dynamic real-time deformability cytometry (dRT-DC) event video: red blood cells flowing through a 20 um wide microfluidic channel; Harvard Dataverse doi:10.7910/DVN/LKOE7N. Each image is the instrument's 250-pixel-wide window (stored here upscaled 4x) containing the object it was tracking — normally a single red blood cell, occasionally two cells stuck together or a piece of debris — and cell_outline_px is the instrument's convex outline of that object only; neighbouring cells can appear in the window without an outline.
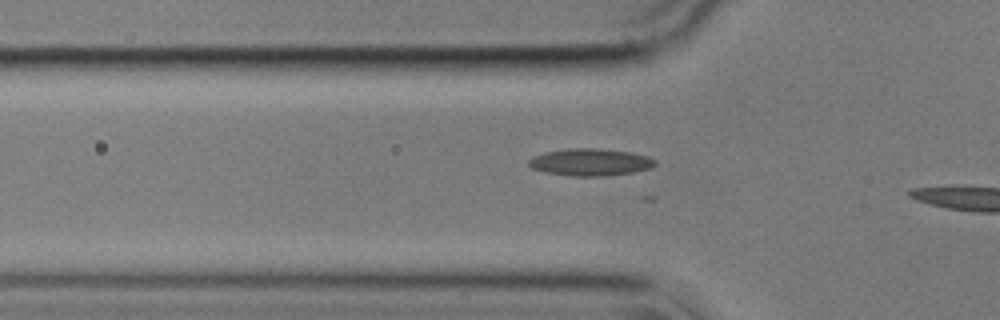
{"species": "common noctule bat (a hibernating species)", "species_latin": "Nyctalus noctula", "temperature_condition": "cold", "stored_images_in_passage": 5, "camera_frame_rate_fps": 3000, "um_per_image_px": 0.085, "animal": {"sex": "male", "body_mass_g": 17.9}, "frame": {"image": 1, "passage_image": 3, "time_ms": 0.667, "image_size_px": [1000, 320], "cell_outline_px": [[656, 164], [652, 168], [632, 172], [604, 176], [572, 176], [544, 172], [532, 168], [528, 164], [528, 160], [532, 156], [544, 152], [568, 148], [596, 148], [628, 152], [648, 156], [656, 160]], "centroid_in_image_um": [50.15, 13.78], "position_along_channel_um": 75.6, "area_um2": 20.06}}